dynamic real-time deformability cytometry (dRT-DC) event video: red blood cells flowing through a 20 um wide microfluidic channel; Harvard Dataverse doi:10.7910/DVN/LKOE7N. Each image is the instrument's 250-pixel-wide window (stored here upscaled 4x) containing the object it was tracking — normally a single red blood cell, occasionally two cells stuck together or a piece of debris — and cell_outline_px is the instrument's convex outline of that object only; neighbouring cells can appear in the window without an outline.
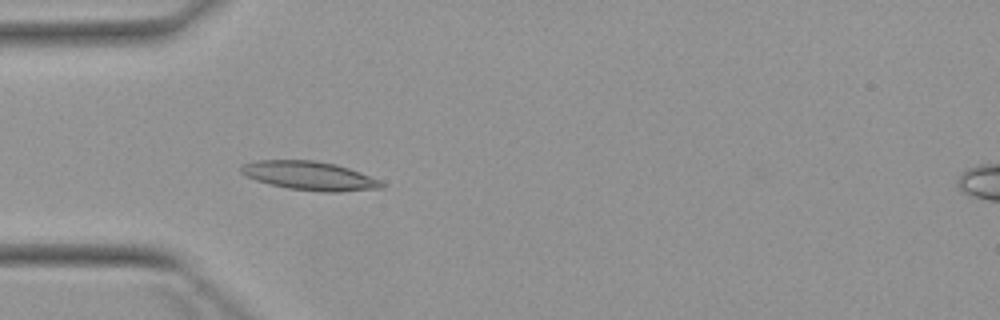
{"species": "Egyptian fruit bat (a non-hibernating species)", "species_latin": "Rousettus aegyptiacus", "temperature_condition": "warm", "stored_images_in_passage": 4, "camera_frame_rate_fps": 3000, "um_per_image_px": 0.085, "animal": {"sex": "female"}, "frame": {"image": 1, "passage_image": 4, "time_ms": 3.667, "image_size_px": [1000, 320], "cell_outline_px": [[384, 188], [340, 192], [320, 192], [288, 188], [268, 184], [244, 176], [240, 172], [240, 164], [256, 160], [316, 160], [336, 164], [360, 172], [380, 180], [384, 184]], "centroid_in_image_um": [26.28, 14.94], "position_along_channel_um": 58.7, "area_um2": 23.87}}